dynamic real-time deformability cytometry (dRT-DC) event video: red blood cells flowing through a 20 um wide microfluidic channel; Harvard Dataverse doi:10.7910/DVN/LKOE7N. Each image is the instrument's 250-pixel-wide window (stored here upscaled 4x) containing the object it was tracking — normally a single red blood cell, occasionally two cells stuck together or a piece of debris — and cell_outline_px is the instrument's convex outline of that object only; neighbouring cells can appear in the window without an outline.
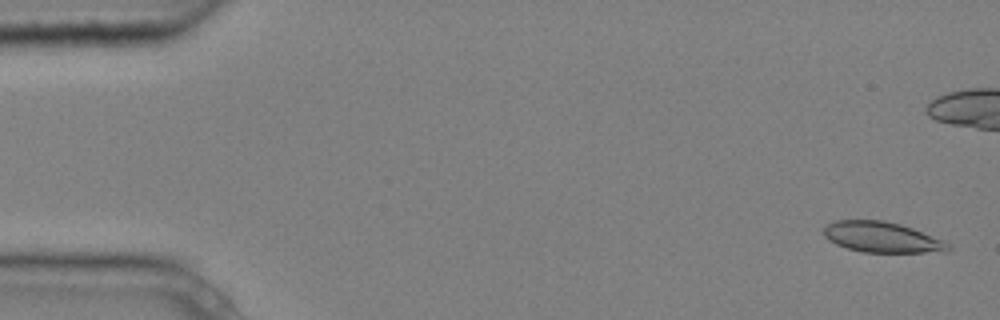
{"species": "common noctule bat (a hibernating species)", "species_latin": "Nyctalus noctula", "temperature_condition": "cold", "stored_images_in_passage": 5, "camera_frame_rate_fps": 3000, "um_per_image_px": 0.085, "animal": {"sex": "male", "body_mass_g": 20.4}, "frame": {"image": 1, "passage_image": 1, "time_ms": 0.0, "image_size_px": [1000, 320], "cell_outline_px": [[952, 248], [948, 252], [864, 252], [848, 248], [836, 244], [828, 240], [824, 236], [824, 228], [828, 224], [836, 220], [884, 220], [900, 224], [912, 228], [944, 240]], "centroid_in_image_um": [74.99, 20.16], "position_along_channel_um": 10.0, "area_um2": 22.14}}